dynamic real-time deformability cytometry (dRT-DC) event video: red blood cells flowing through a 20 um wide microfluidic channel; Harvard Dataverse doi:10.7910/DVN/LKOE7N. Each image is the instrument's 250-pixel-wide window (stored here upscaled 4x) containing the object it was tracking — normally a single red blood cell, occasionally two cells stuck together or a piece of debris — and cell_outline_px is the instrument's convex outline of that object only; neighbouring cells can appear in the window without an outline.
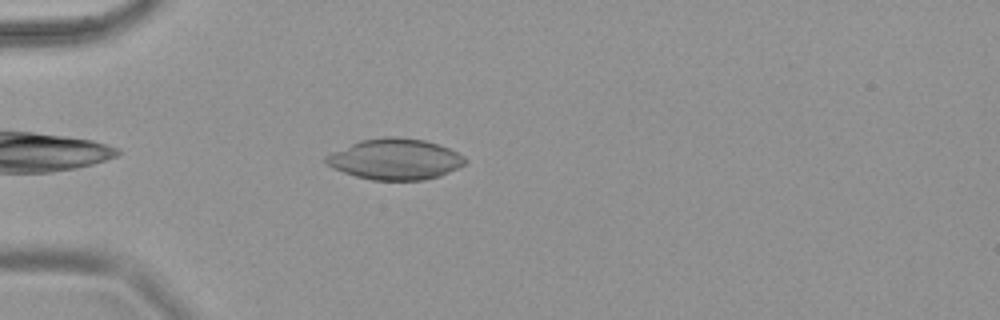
{"species": "common noctule bat (a hibernating species)", "species_latin": "Nyctalus noctula", "temperature_condition": "warm", "stored_images_in_passage": 43, "camera_frame_rate_fps": 3000, "um_per_image_px": 0.085, "animal": {"sex": "female", "body_mass_g": 18.4}, "frame": {"image": 1, "passage_image": 2, "time_ms": 0.333, "image_size_px": [1000, 320], "cell_outline_px": [[468, 160], [464, 164], [440, 176], [424, 180], [372, 180], [356, 176], [332, 168], [324, 160], [324, 156], [332, 152], [360, 140], [384, 136], [396, 136], [424, 140], [448, 148], [464, 156]], "centroid_in_image_um": [33.57, 13.53], "position_along_channel_um": 51.4, "area_um2": 33.06}}
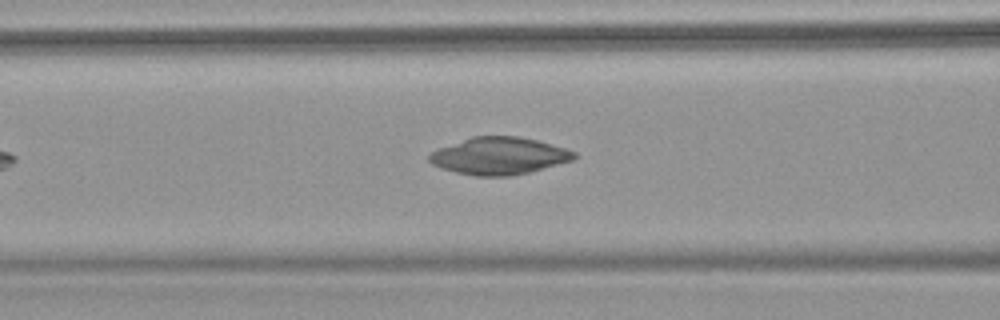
{"frame": {"image": 2, "passage_image": 11, "time_ms": 3.333, "image_size_px": [1000, 320], "cell_outline_px": [[576, 156], [572, 160], [528, 172], [512, 176], [472, 176], [440, 168], [432, 164], [428, 160], [428, 156], [432, 152], [440, 148], [472, 136], [516, 136], [536, 140], [564, 148], [576, 152]], "centroid_in_image_um": [42.39, 13.26], "position_along_channel_um": 124.2, "area_um2": 31.1}}
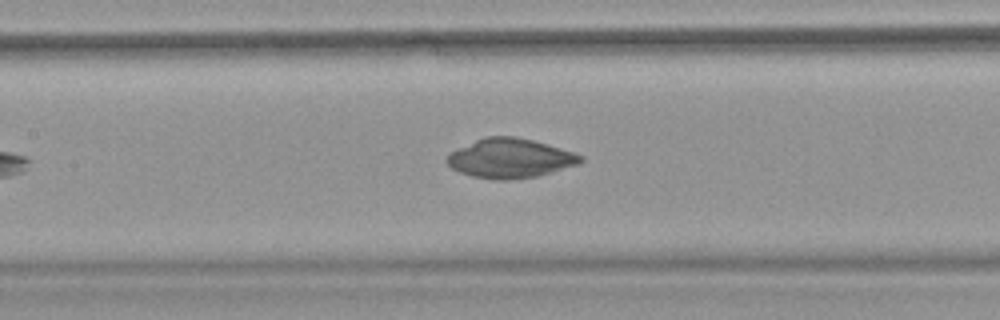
{"frame": {"image": 3, "passage_image": 15, "time_ms": 4.667, "image_size_px": [1000, 320], "cell_outline_px": [[584, 160], [580, 164], [536, 176], [508, 180], [496, 180], [472, 176], [460, 172], [452, 168], [444, 160], [452, 152], [484, 136], [516, 136], [548, 144], [584, 156]], "centroid_in_image_um": [43.38, 13.45], "position_along_channel_um": 164.0, "area_um2": 30.46}}